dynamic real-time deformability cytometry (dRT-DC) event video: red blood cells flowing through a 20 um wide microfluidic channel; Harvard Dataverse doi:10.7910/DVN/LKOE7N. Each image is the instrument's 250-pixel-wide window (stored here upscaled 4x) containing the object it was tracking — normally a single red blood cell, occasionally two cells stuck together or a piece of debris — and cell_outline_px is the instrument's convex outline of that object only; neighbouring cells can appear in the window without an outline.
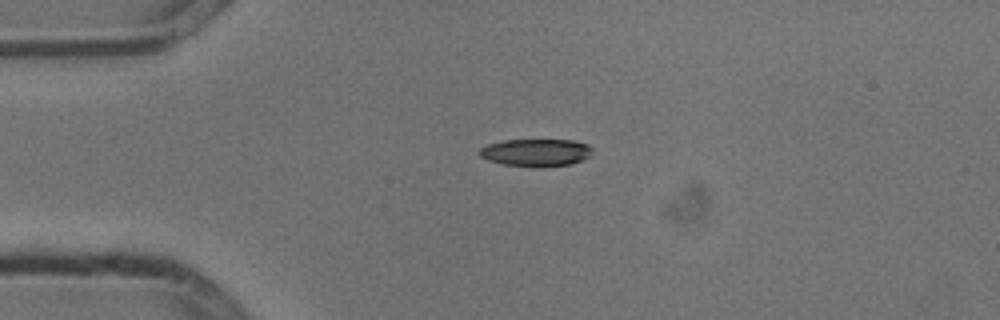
{"species": "common noctule bat (a hibernating species)", "species_latin": "Nyctalus noctula", "temperature_condition": "cold", "stored_images_in_passage": 3, "camera_frame_rate_fps": 3000, "um_per_image_px": 0.085, "animal": {"sex": "male", "body_mass_g": 13.3}, "frame": {"image": 1, "passage_image": 1, "time_ms": 0.0, "image_size_px": [1000, 320], "cell_outline_px": [[592, 152], [584, 160], [572, 164], [536, 168], [504, 164], [488, 160], [480, 156], [476, 152], [480, 148], [488, 144], [504, 140], [572, 140], [588, 144], [592, 148]], "centroid_in_image_um": [45.55, 12.97], "position_along_channel_um": 39.4, "area_um2": 18.32}}
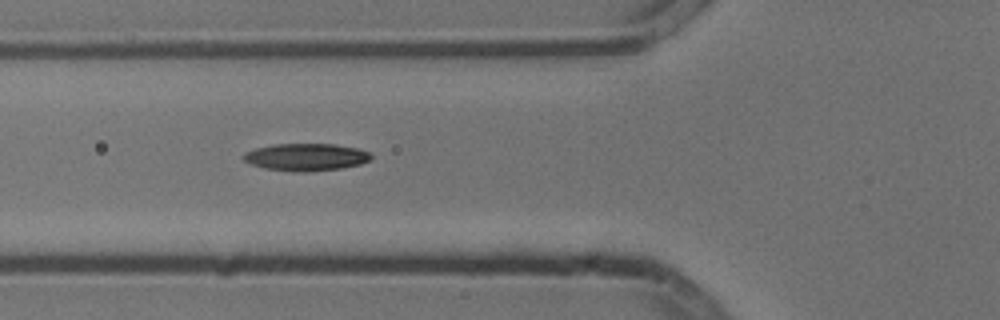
{"frame": {"image": 2, "passage_image": 3, "time_ms": 0.667, "image_size_px": [1000, 320], "cell_outline_px": [[372, 160], [360, 164], [340, 168], [304, 172], [292, 172], [264, 168], [252, 164], [244, 160], [240, 156], [244, 152], [256, 148], [272, 144], [336, 144], [360, 148], [368, 152], [372, 156]], "centroid_in_image_um": [26.01, 13.34], "position_along_channel_um": 99.8, "area_um2": 20.52}}